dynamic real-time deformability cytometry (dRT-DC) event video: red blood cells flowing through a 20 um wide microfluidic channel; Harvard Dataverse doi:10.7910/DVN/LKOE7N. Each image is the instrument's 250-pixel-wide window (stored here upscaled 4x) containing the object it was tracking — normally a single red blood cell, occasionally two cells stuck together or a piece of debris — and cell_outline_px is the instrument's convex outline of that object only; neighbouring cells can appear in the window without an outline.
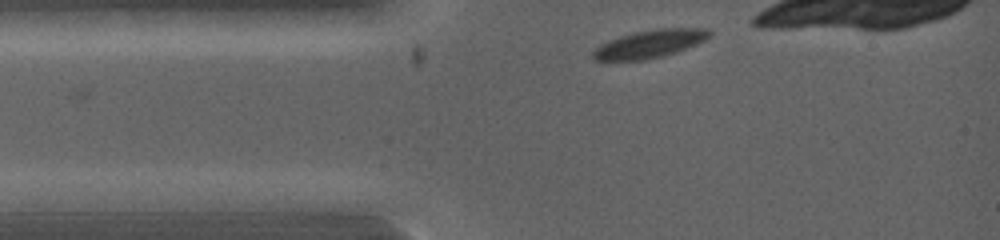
{"species": "common noctule bat (a hibernating species)", "species_latin": "Nyctalus noctula", "temperature_condition": "warm", "stored_images_in_passage": 14, "camera_frame_rate_fps": 5000, "um_per_image_px": 0.085, "animal": {"sex": "female", "body_mass_g": 19.0, "forearm_length_mm": 53.3}, "frame": {"image": 1, "passage_image": 1, "time_ms": 0.0, "image_size_px": [1000, 240], "cell_outline_px": [[712, 36], [696, 44], [676, 52], [664, 56], [644, 60], [596, 60], [592, 56], [592, 52], [600, 44], [608, 40], [620, 36], [636, 32], [656, 28], [708, 28], [712, 32]], "centroid_in_image_um": [55.26, 3.72], "position_along_channel_um": 29.7, "area_um2": 18.96}}
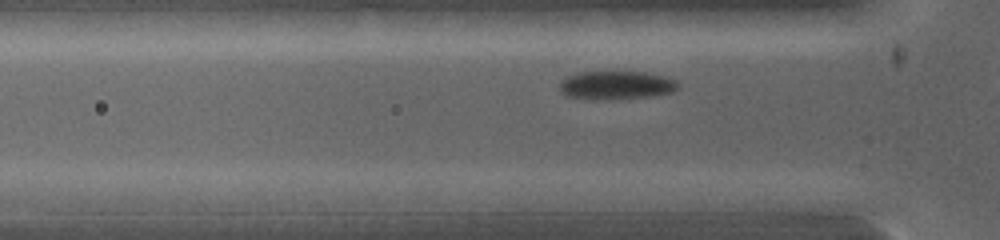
{"frame": {"image": 2, "passage_image": 8, "time_ms": 1.0, "image_size_px": [1000, 240], "cell_outline_px": [[680, 88], [672, 92], [652, 96], [608, 100], [592, 100], [568, 96], [560, 92], [560, 80], [564, 76], [576, 72], [644, 72], [664, 76], [676, 80]], "centroid_in_image_um": [52.34, 7.25], "position_along_channel_um": 73.5, "area_um2": 20.0}}
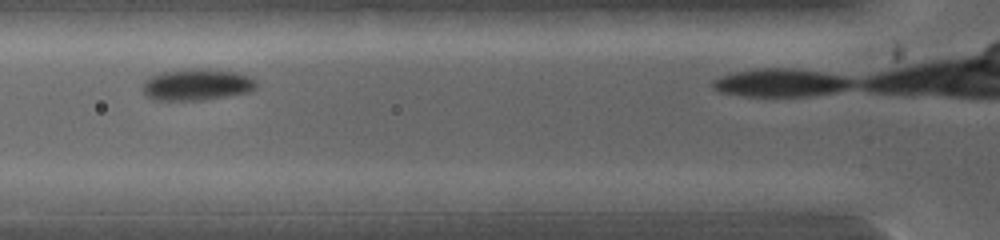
{"frame": {"image": 3, "passage_image": 13, "time_ms": 1.6, "image_size_px": [1000, 240], "cell_outline_px": [[256, 88], [248, 92], [228, 96], [204, 100], [152, 100], [144, 96], [140, 84], [144, 80], [156, 72], [188, 68], [204, 68], [236, 72], [248, 76], [256, 80]], "centroid_in_image_um": [16.64, 7.18], "position_along_channel_um": 109.2, "area_um2": 21.5}}